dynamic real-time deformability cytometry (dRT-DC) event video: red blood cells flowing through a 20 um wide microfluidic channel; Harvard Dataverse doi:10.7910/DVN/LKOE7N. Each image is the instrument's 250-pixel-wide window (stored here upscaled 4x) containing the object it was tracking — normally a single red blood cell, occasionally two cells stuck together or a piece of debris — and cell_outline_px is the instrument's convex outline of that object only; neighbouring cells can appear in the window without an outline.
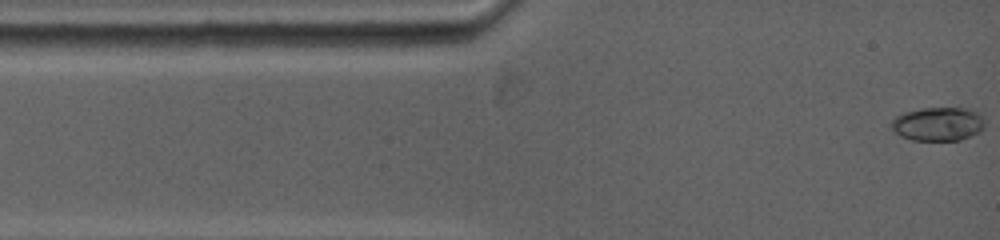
{"species": "common noctule bat (a hibernating species)", "species_latin": "Nyctalus noctula", "temperature_condition": "warm", "stored_images_in_passage": 44, "camera_frame_rate_fps": 5000, "um_per_image_px": 0.085, "animal": {"sex": "female", "body_mass_g": 19.0, "forearm_length_mm": 53.3}, "frame": {"image": 1, "passage_image": 1, "time_ms": 0.0, "image_size_px": [1000, 240], "cell_outline_px": [[984, 128], [960, 140], [912, 140], [900, 136], [888, 124], [896, 116], [904, 112], [920, 108], [964, 108], [976, 112], [984, 120]], "centroid_in_image_um": [79.67, 10.53], "position_along_channel_um": 5.3, "area_um2": 18.21}}
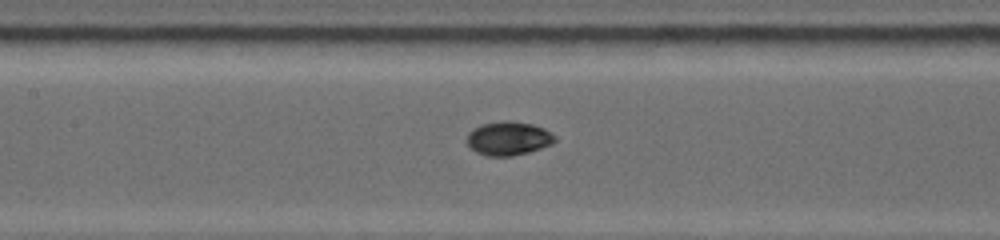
{"frame": {"image": 2, "passage_image": 18, "time_ms": 5.4, "image_size_px": [1000, 240], "cell_outline_px": [[556, 140], [552, 144], [528, 152], [512, 156], [488, 156], [476, 152], [464, 140], [468, 132], [484, 124], [532, 124], [544, 128], [556, 136]], "centroid_in_image_um": [43.22, 11.83], "position_along_channel_um": 164.2, "area_um2": 16.53}}
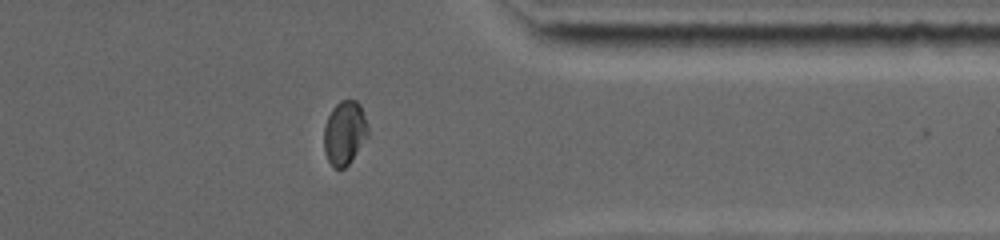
{"frame": {"image": 3, "passage_image": 34, "time_ms": 11.2, "image_size_px": [1000, 240], "cell_outline_px": [[368, 136], [348, 164], [344, 168], [336, 168], [328, 160], [324, 152], [324, 128], [328, 116], [332, 108], [340, 100], [356, 100], [360, 104], [368, 128]], "centroid_in_image_um": [29.28, 11.27], "position_along_channel_um": 382.1, "area_um2": 16.18}, "authors_computed_cell_mechanics": {"area_um2": 16.9932, "velocity_mm_per_s": 3.8977, "shape_relaxation_time_tau1_ms": 5.2693, "shape_relaxation_time_tau2_ms": null, "deformation_change_tau1": 0.1906, "deformation_change_tau2": null}}